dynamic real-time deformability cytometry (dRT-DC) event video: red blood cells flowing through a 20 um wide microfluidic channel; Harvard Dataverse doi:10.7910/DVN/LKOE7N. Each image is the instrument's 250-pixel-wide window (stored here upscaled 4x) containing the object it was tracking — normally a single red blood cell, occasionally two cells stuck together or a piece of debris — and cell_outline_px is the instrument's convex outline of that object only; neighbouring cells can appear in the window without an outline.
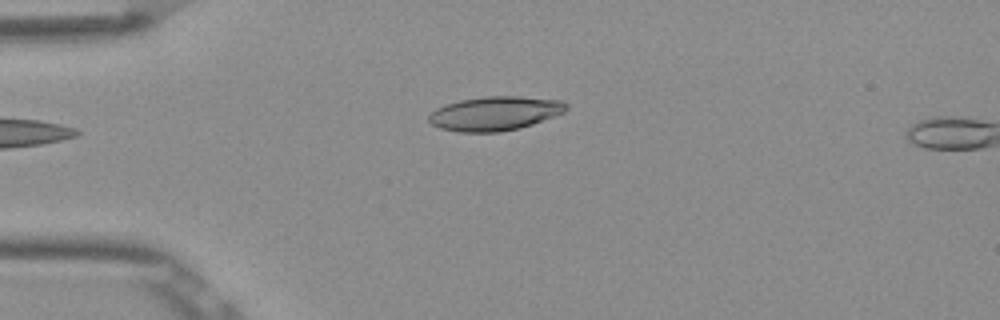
{"species": "Egyptian fruit bat (a non-hibernating species)", "species_latin": "Rousettus aegyptiacus", "temperature_condition": "room temperature", "stored_images_in_passage": 4, "camera_frame_rate_fps": 3000, "um_per_image_px": 0.085, "frame": {"image": 1, "passage_image": 4, "time_ms": 1.0, "image_size_px": [1000, 320], "cell_outline_px": [[568, 108], [564, 112], [532, 124], [520, 128], [500, 132], [460, 132], [440, 128], [432, 124], [428, 120], [428, 116], [436, 108], [444, 104], [460, 100], [484, 96], [516, 96], [564, 100], [568, 104]], "centroid_in_image_um": [42.07, 9.63], "position_along_channel_um": 42.9, "area_um2": 27.4}}